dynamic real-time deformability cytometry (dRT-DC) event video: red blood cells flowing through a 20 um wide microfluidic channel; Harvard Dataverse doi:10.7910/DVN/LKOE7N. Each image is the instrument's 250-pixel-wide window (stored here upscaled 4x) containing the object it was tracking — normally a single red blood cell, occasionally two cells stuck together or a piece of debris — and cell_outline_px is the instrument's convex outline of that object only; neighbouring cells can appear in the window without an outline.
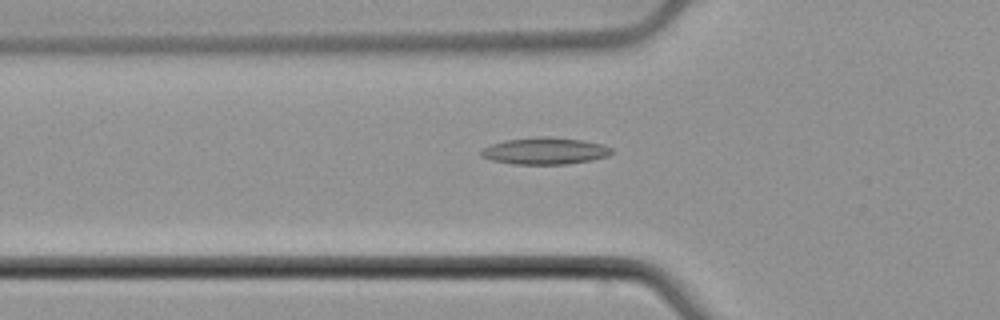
{"species": "common noctule bat (a hibernating species)", "species_latin": "Nyctalus noctula", "temperature_condition": "cold", "stored_images_in_passage": 51, "camera_frame_rate_fps": 3000, "um_per_image_px": 0.085, "animal": {"sex": "male", "body_mass_g": 21.5, "forearm_length_mm": 52.0}, "frame": {"image": 1, "passage_image": 16, "time_ms": 5.0, "image_size_px": [1000, 320], "cell_outline_px": [[612, 152], [608, 156], [592, 160], [568, 164], [512, 164], [492, 160], [480, 156], [480, 152], [484, 148], [492, 144], [504, 140], [536, 136], [548, 136], [580, 140], [604, 144], [612, 148]], "centroid_in_image_um": [46.32, 12.82], "position_along_channel_um": 79.5, "area_um2": 20.52}}
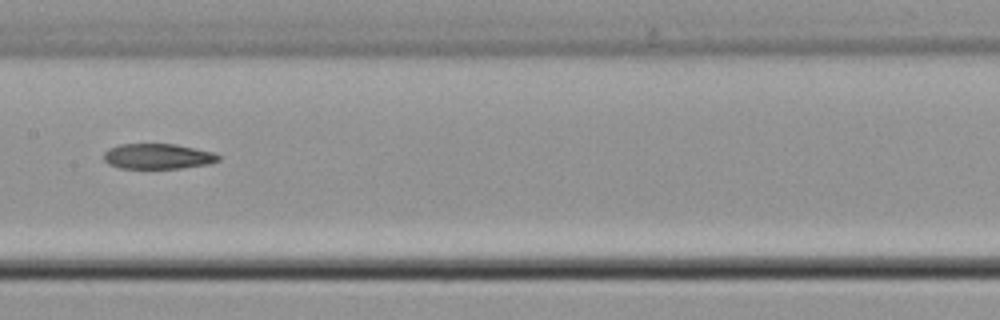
{"frame": {"image": 2, "passage_image": 25, "time_ms": 8.0, "image_size_px": [1000, 320], "cell_outline_px": [[220, 160], [208, 164], [180, 168], [120, 168], [108, 164], [104, 160], [104, 152], [108, 148], [120, 144], [176, 144], [216, 152], [220, 156]], "centroid_in_image_um": [13.43, 13.28], "position_along_channel_um": 194.0, "area_um2": 17.05}}
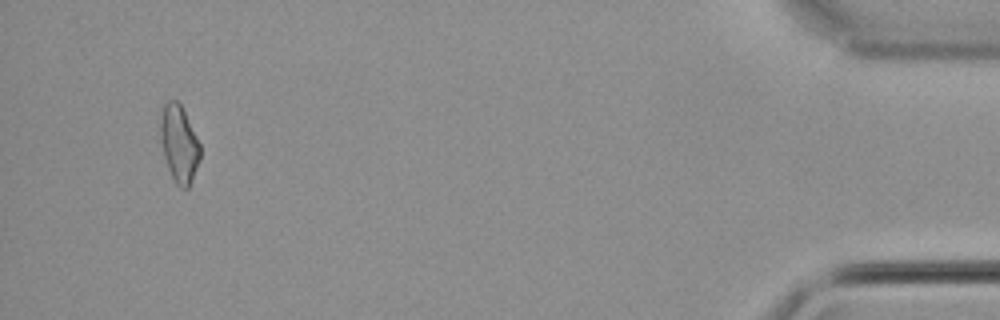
{"frame": {"image": 3, "passage_image": 49, "time_ms": 16.0, "image_size_px": [1000, 320], "cell_outline_px": [[200, 160], [188, 188], [180, 188], [176, 184], [168, 168], [164, 156], [160, 140], [160, 120], [164, 104], [168, 100], [176, 100], [180, 104], [200, 144]], "centroid_in_image_um": [15.21, 12.23], "position_along_channel_um": 420.0, "area_um2": 17.63}}